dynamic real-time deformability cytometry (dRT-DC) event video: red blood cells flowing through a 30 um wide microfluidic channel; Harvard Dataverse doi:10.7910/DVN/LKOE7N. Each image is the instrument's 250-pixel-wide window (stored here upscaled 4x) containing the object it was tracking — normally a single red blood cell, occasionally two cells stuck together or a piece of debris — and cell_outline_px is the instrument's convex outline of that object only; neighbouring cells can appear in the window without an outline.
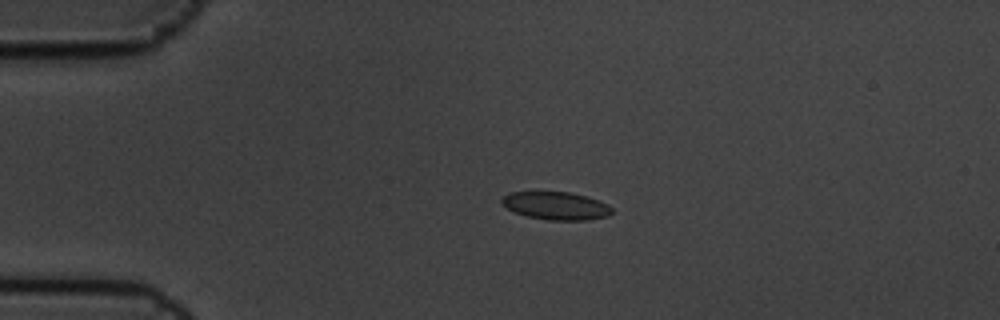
{"species": "common noctule bat (a hibernating species)", "species_latin": "Nyctalus noctula", "temperature_condition": "cold", "stored_images_in_passage": 5, "camera_frame_rate_fps": 3000, "um_per_image_px": 0.085, "animal": {"sex": "male", "body_mass_g": 19.5, "forearm_length_mm": 54.6}, "frame": {"image": 1, "passage_image": 4, "time_ms": 1.0, "image_size_px": [1000, 320], "cell_outline_px": [[612, 212], [608, 216], [588, 220], [548, 220], [528, 216], [516, 212], [508, 208], [500, 200], [508, 192], [568, 192], [588, 196], [600, 200], [608, 204], [612, 208]], "centroid_in_image_um": [47.31, 17.48], "position_along_channel_um": 37.7, "area_um2": 17.86}}